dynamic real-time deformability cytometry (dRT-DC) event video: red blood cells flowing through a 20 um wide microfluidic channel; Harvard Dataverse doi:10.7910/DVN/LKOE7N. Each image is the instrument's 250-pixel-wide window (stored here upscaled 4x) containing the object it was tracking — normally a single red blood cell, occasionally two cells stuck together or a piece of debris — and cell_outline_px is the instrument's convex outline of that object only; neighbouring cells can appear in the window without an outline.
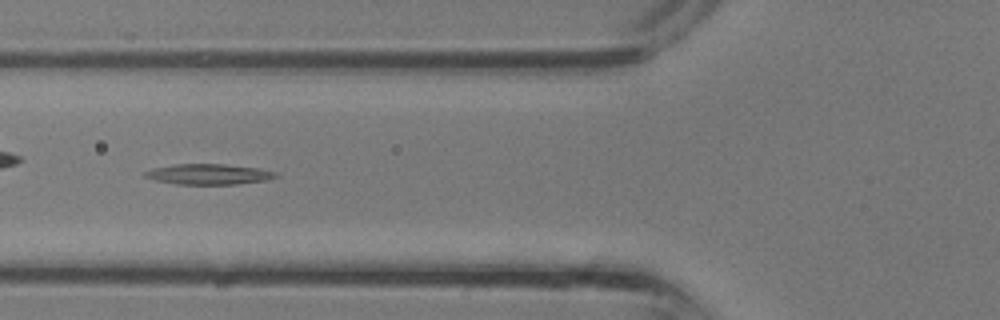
{"species": "common noctule bat (a hibernating species)", "species_latin": "Nyctalus noctula", "temperature_condition": "room temperature", "stored_images_in_passage": 34, "camera_frame_rate_fps": 3000, "um_per_image_px": 0.085, "animal": {"sex": "male", "body_mass_g": 13.3}, "frame": {"image": 1, "passage_image": 12, "time_ms": 3.667, "image_size_px": [1000, 320], "cell_outline_px": [[280, 176], [268, 180], [236, 184], [176, 184], [156, 180], [144, 176], [144, 172], [152, 168], [172, 164], [224, 164], [260, 168], [276, 172]], "centroid_in_image_um": [17.77, 14.8], "position_along_channel_um": 108.0, "area_um2": 15.72}}
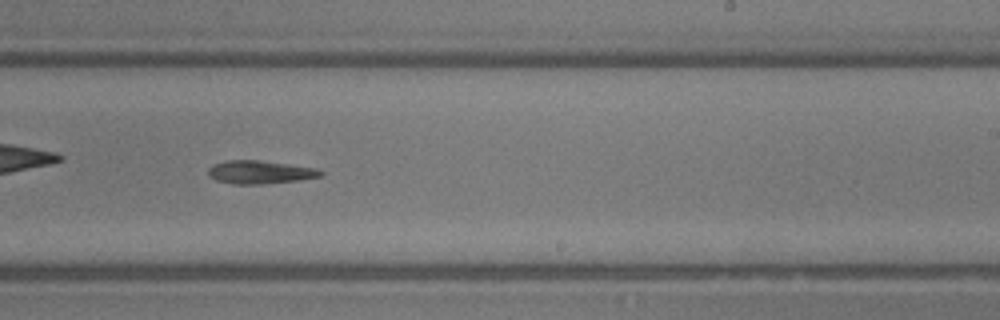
{"frame": {"image": 2, "passage_image": 20, "time_ms": 6.333, "image_size_px": [1000, 320], "cell_outline_px": [[324, 172], [320, 176], [296, 180], [260, 184], [232, 184], [216, 180], [208, 176], [208, 168], [212, 164], [228, 160], [256, 160], [316, 168]], "centroid_in_image_um": [22.02, 14.63], "position_along_channel_um": 267.0, "area_um2": 14.97}}
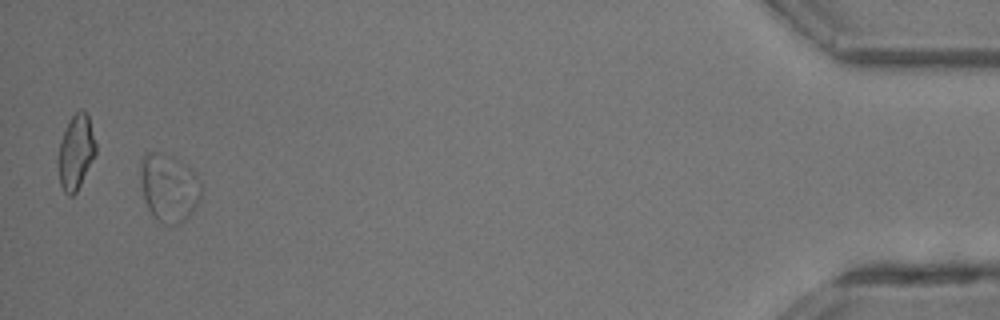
{"frame": {"image": 3, "passage_image": 32, "time_ms": 10.333, "image_size_px": [1000, 320], "cell_outline_px": [[200, 200], [188, 216], [180, 224], [164, 224], [156, 220], [152, 216], [148, 208], [144, 196], [140, 180], [140, 160], [144, 152], [160, 152], [172, 156], [180, 160], [200, 180]], "centroid_in_image_um": [14.32, 15.94], "position_along_channel_um": 420.9, "area_um2": 24.04}}